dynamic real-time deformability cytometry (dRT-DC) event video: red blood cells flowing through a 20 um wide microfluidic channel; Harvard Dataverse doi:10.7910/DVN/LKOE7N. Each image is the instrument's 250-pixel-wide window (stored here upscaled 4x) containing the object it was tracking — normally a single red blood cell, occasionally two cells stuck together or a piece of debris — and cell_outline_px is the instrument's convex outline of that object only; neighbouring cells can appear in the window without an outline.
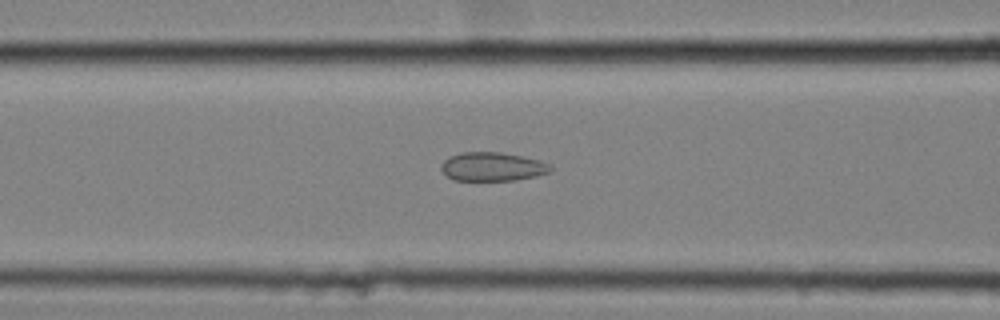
{"species": "common noctule bat (a hibernating species)", "species_latin": "Nyctalus noctula", "temperature_condition": "cold", "stored_images_in_passage": 43, "camera_frame_rate_fps": 3000, "um_per_image_px": 0.085, "animal": {"sex": "female", "body_mass_g": 25.1}, "frame": {"image": 1, "passage_image": 20, "time_ms": 6.333, "image_size_px": [1000, 320], "cell_outline_px": [[552, 168], [548, 172], [536, 176], [516, 180], [456, 180], [448, 176], [440, 168], [440, 164], [448, 156], [460, 152], [500, 152], [524, 156], [540, 160], [548, 164]], "centroid_in_image_um": [41.83, 14.15], "position_along_channel_um": 124.8, "area_um2": 18.32}}
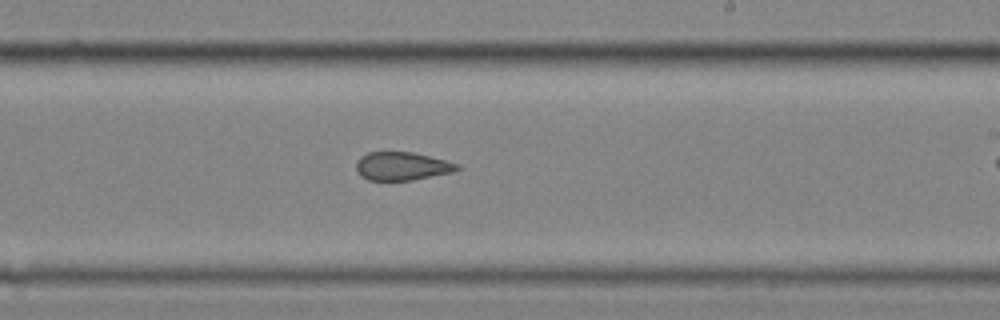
{"frame": {"image": 2, "passage_image": 31, "time_ms": 10.0, "image_size_px": [1000, 320], "cell_outline_px": [[460, 168], [452, 172], [412, 180], [368, 180], [360, 176], [356, 168], [356, 164], [360, 156], [368, 152], [412, 152], [460, 164]], "centroid_in_image_um": [34.14, 14.12], "position_along_channel_um": 254.9, "area_um2": 16.53}}
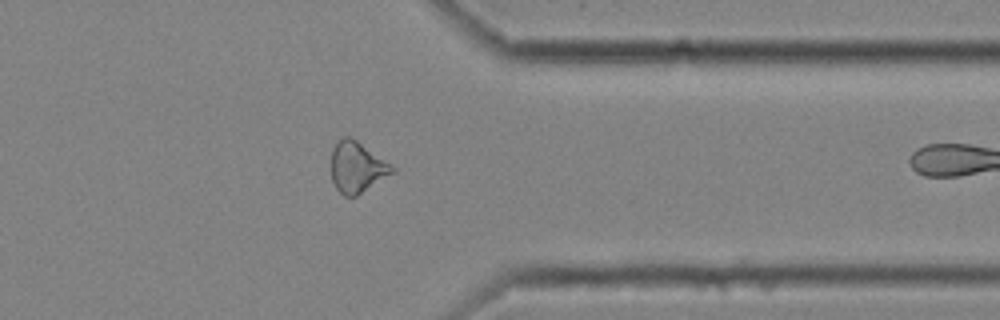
{"frame": {"image": 3, "passage_image": 42, "time_ms": 13.667, "image_size_px": [1000, 320], "cell_outline_px": [[396, 172], [356, 196], [344, 196], [336, 188], [332, 180], [332, 148], [344, 136], [348, 136], [356, 140], [392, 164], [396, 168]], "centroid_in_image_um": [30.38, 14.22], "position_along_channel_um": 381.0, "area_um2": 18.03}}